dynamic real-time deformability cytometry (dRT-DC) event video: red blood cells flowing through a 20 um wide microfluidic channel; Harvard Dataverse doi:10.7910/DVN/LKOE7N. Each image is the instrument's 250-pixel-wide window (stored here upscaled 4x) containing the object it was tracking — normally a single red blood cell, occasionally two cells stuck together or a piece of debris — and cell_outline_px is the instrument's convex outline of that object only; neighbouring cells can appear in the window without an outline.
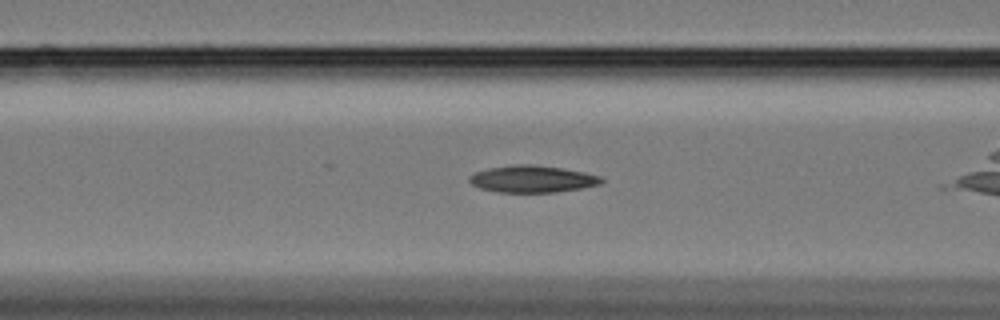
{"species": "Egyptian fruit bat (a non-hibernating species)", "species_latin": "Rousettus aegyptiacus", "temperature_condition": "cold", "stored_images_in_passage": 45, "camera_frame_rate_fps": 3000, "um_per_image_px": 0.085, "animal": {"sex": "female"}, "frame": {"image": 1, "passage_image": 8, "time_ms": 2.333, "image_size_px": [1000, 320], "cell_outline_px": [[604, 180], [600, 184], [580, 188], [556, 192], [496, 192], [480, 188], [472, 184], [468, 180], [468, 176], [476, 172], [488, 168], [512, 164], [528, 164], [560, 168], [584, 172], [600, 176]], "centroid_in_image_um": [45.21, 15.21], "position_along_channel_um": 121.4, "area_um2": 20.63}}
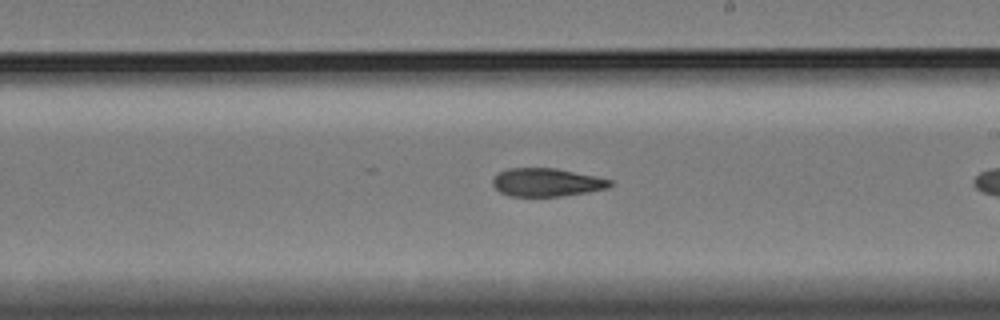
{"frame": {"image": 2, "passage_image": 19, "time_ms": 6.0, "image_size_px": [1000, 320], "cell_outline_px": [[616, 184], [608, 188], [588, 192], [560, 196], [508, 196], [500, 192], [492, 184], [492, 180], [500, 172], [508, 168], [556, 168], [596, 176], [612, 180]], "centroid_in_image_um": [46.51, 15.5], "position_along_channel_um": 242.5, "area_um2": 19.36}}
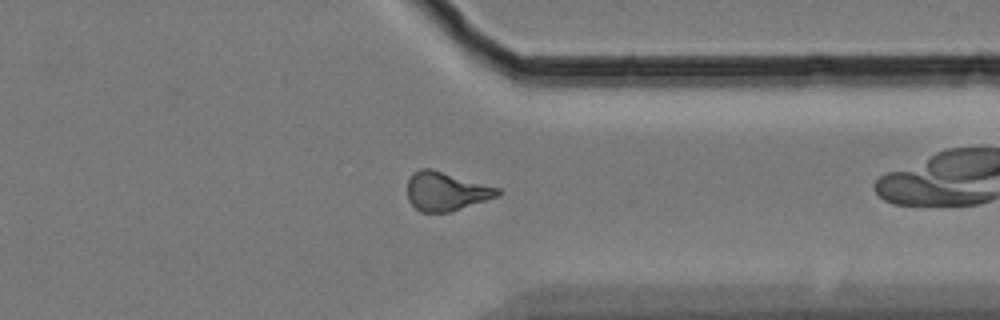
{"frame": {"image": 3, "passage_image": 31, "time_ms": 10.0, "image_size_px": [1000, 320], "cell_outline_px": [[500, 196], [448, 212], [420, 212], [408, 200], [408, 180], [412, 172], [420, 168], [432, 168], [500, 188]], "centroid_in_image_um": [37.91, 16.24], "position_along_channel_um": 373.5, "area_um2": 20.46}, "authors_computed_cell_mechanics": {"area_um2": 20.0566, "velocity_mm_per_s": 3.3008, "shape_relaxation_time_tau1_ms": 7.5691, "shape_relaxation_time_tau2_ms": 5.5332, "deformation_change_tau1": 0.1654, "deformation_change_tau2": 0.138}}